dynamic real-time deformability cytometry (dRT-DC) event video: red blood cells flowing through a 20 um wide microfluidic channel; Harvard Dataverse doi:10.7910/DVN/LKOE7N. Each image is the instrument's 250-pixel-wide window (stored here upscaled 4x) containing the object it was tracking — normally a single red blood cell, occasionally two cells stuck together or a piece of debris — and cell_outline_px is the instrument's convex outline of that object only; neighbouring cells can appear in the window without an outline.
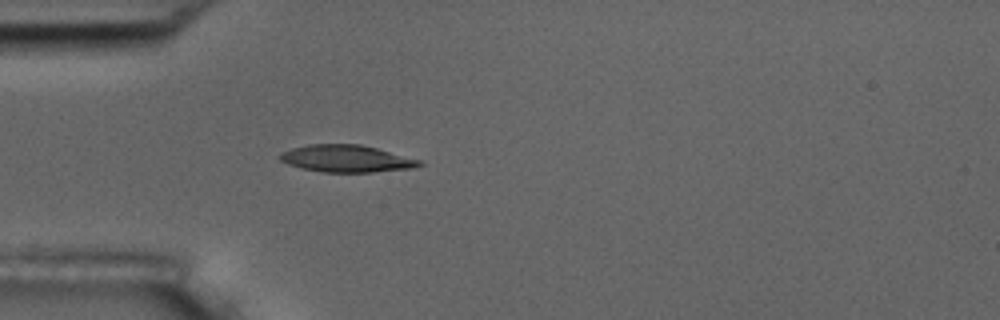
{"species": "common noctule bat (a hibernating species)", "species_latin": "Nyctalus noctula", "temperature_condition": "room temperature", "stored_images_in_passage": 41, "camera_frame_rate_fps": 3000, "um_per_image_px": 0.085, "animal": {"sex": "male", "body_mass_g": 17.5, "forearm_length_mm": 52.3}, "frame": {"image": 1, "passage_image": 1, "time_ms": 0.0, "image_size_px": [1000, 320], "cell_outline_px": [[424, 164], [412, 168], [372, 172], [324, 172], [300, 168], [288, 164], [280, 160], [280, 152], [292, 148], [308, 144], [360, 144], [424, 160]], "centroid_in_image_um": [29.47, 13.48], "position_along_channel_um": 55.5, "area_um2": 22.14}}
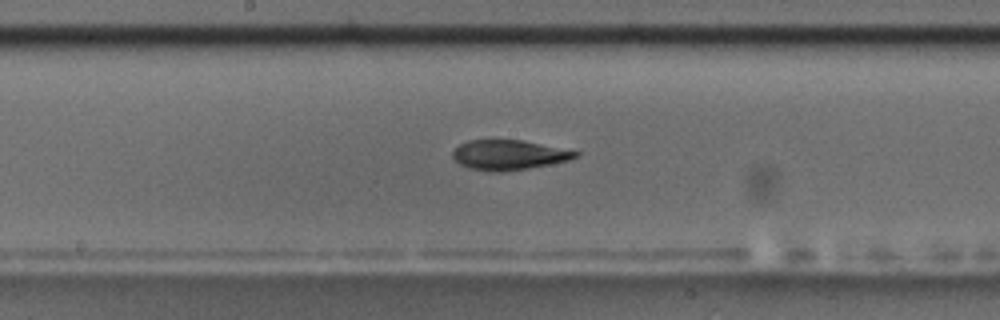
{"frame": {"image": 2, "passage_image": 14, "time_ms": 4.333, "image_size_px": [1000, 320], "cell_outline_px": [[580, 156], [568, 160], [548, 164], [500, 172], [488, 172], [468, 168], [460, 164], [452, 156], [452, 152], [460, 144], [468, 140], [524, 140], [580, 152]], "centroid_in_image_um": [43.23, 13.16], "position_along_channel_um": 205.0, "area_um2": 21.21}}
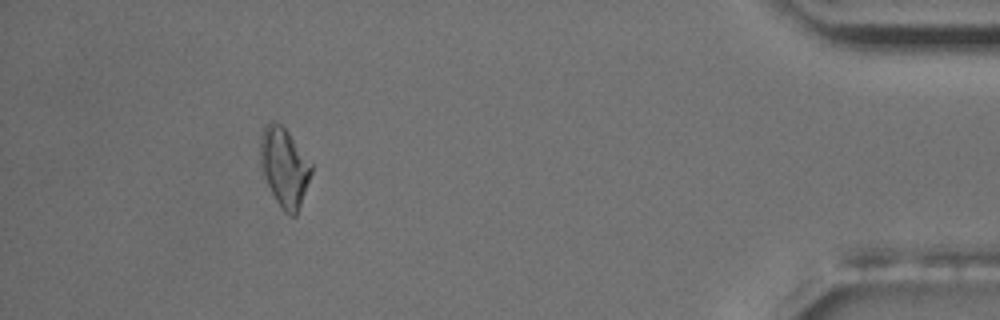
{"frame": {"image": 3, "passage_image": 36, "time_ms": 11.667, "image_size_px": [1000, 320], "cell_outline_px": [[312, 172], [296, 216], [288, 216], [284, 212], [276, 200], [264, 176], [260, 164], [260, 136], [264, 128], [272, 120], [280, 124], [288, 132], [312, 164]], "centroid_in_image_um": [24.16, 14.22], "position_along_channel_um": 411.0, "area_um2": 23.12}, "authors_computed_cell_mechanics": {"area_um2": 21.675, "velocity_mm_per_s": 3.5909, "shape_relaxation_time_tau1_ms": 5.8847, "shape_relaxation_time_tau2_ms": null, "deformation_change_tau1": 0.1514, "deformation_change_tau2": null}}